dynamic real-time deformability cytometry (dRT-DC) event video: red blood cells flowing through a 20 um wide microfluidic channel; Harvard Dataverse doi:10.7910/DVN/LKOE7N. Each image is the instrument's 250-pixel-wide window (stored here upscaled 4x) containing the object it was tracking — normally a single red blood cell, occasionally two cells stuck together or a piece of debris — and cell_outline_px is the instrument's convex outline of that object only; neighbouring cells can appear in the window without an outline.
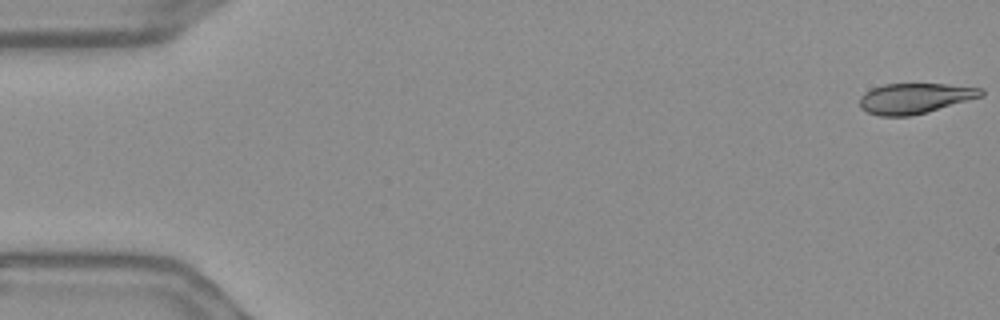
{"species": "Egyptian fruit bat (a non-hibernating species)", "species_latin": "Rousettus aegyptiacus", "temperature_condition": "warm", "stored_images_in_passage": 56, "camera_frame_rate_fps": 3000, "um_per_image_px": 0.085, "frame": {"image": 1, "passage_image": 1, "time_ms": 0.0, "image_size_px": [1000, 320], "cell_outline_px": [[984, 96], [928, 112], [908, 116], [880, 116], [868, 112], [860, 108], [860, 96], [864, 92], [872, 88], [884, 84], [944, 84], [984, 88]], "centroid_in_image_um": [77.78, 8.36], "position_along_channel_um": 7.2, "area_um2": 21.62}}
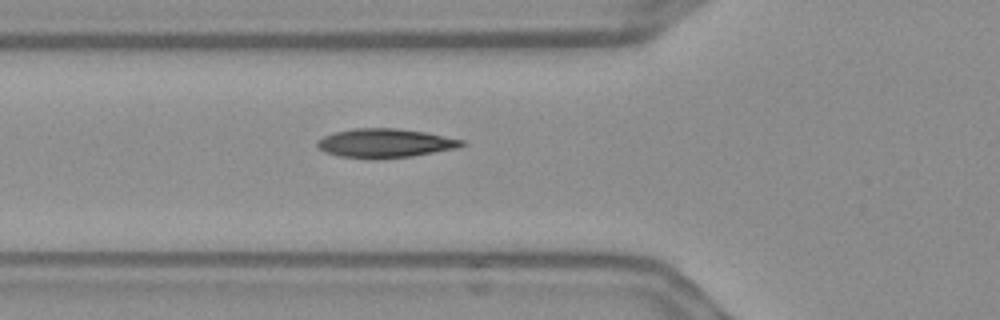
{"frame": {"image": 2, "passage_image": 20, "time_ms": 6.333, "image_size_px": [1000, 320], "cell_outline_px": [[468, 144], [456, 148], [412, 156], [340, 156], [324, 152], [316, 144], [316, 140], [324, 136], [336, 132], [352, 128], [396, 128], [424, 132], [464, 140]], "centroid_in_image_um": [32.75, 12.12], "position_along_channel_um": 93.0, "area_um2": 23.47}}
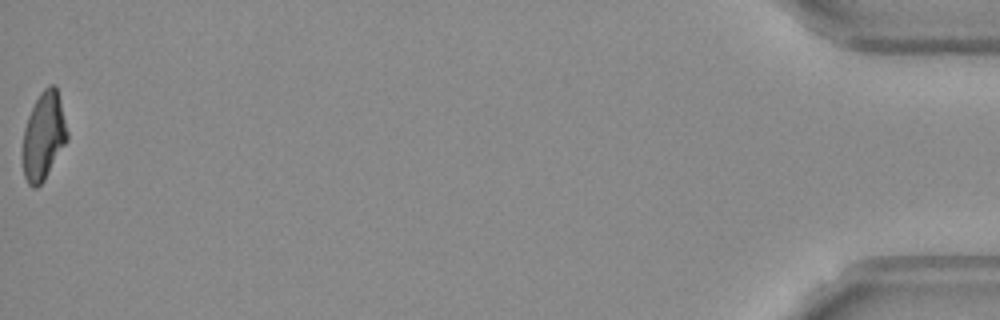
{"frame": {"image": 3, "passage_image": 56, "time_ms": 18.333, "image_size_px": [1000, 320], "cell_outline_px": [[68, 140], [44, 180], [36, 188], [32, 188], [28, 184], [24, 176], [24, 128], [28, 116], [40, 92], [48, 84], [52, 84], [56, 88], [60, 100], [68, 132]], "centroid_in_image_um": [3.73, 11.56], "position_along_channel_um": 431.5, "area_um2": 22.43}, "authors_computed_cell_mechanics": {"area_um2": 23.2934, "velocity_mm_per_s": 3.6498, "shape_relaxation_time_tau1_ms": 7.4202, "shape_relaxation_time_tau2_ms": 1.4969, "deformation_change_tau1": 0.2075, "deformation_change_tau2": 0.076}}